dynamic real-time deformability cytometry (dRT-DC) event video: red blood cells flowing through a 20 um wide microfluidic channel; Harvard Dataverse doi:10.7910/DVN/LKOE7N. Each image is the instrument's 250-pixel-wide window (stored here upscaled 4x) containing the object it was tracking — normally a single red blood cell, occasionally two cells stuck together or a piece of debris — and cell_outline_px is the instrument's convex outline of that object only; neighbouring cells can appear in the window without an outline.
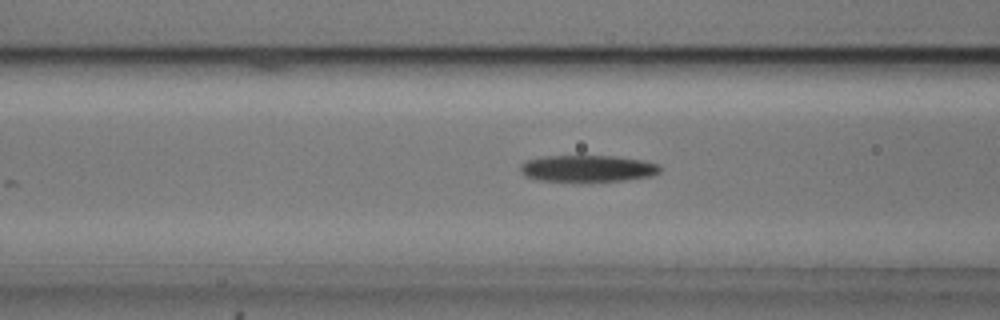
{"species": "common noctule bat (a hibernating species)", "species_latin": "Nyctalus noctula", "temperature_condition": "cold", "stored_images_in_passage": 53, "camera_frame_rate_fps": 3000, "um_per_image_px": 0.085, "animal": {"sex": "male", "body_mass_g": 20.5, "forearm_length_mm": 52.5}, "frame": {"image": 1, "passage_image": 20, "time_ms": 6.333, "image_size_px": [1000, 320], "cell_outline_px": [[660, 172], [652, 176], [624, 180], [536, 180], [524, 176], [520, 172], [520, 164], [528, 160], [544, 156], [616, 156], [640, 160], [660, 164]], "centroid_in_image_um": [49.94, 14.3], "position_along_channel_um": 116.7, "area_um2": 21.39}}
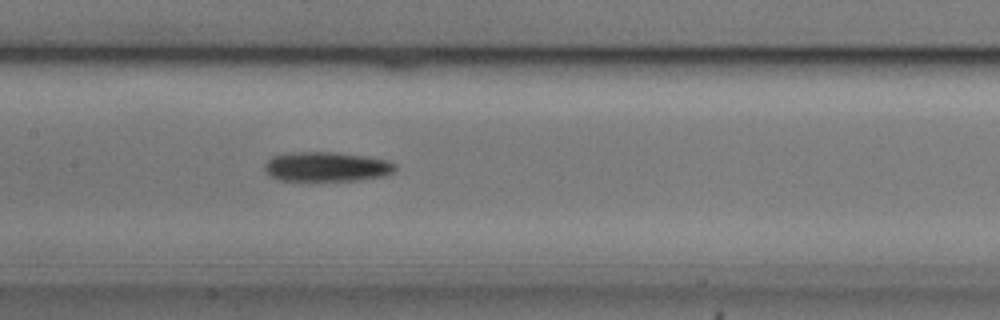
{"frame": {"image": 2, "passage_image": 25, "time_ms": 8.0, "image_size_px": [1000, 320], "cell_outline_px": [[396, 168], [392, 172], [384, 176], [360, 180], [276, 180], [264, 168], [264, 164], [272, 156], [288, 152], [336, 152], [364, 156], [388, 160], [396, 164]], "centroid_in_image_um": [27.76, 14.16], "position_along_channel_um": 179.6, "area_um2": 22.48}}
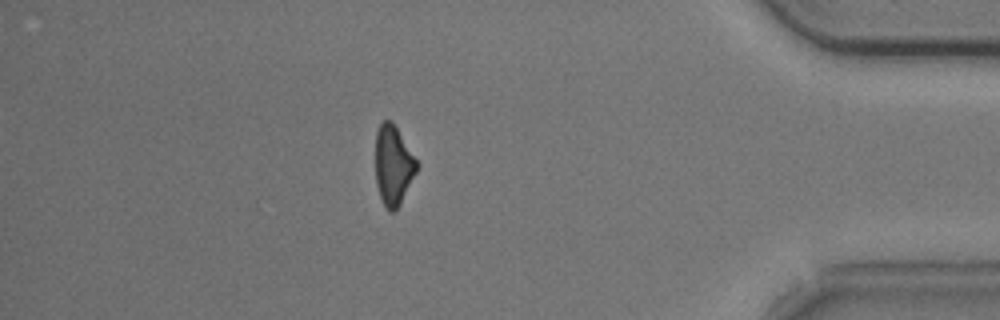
{"frame": {"image": 3, "passage_image": 46, "time_ms": 15.0, "image_size_px": [1000, 320], "cell_outline_px": [[420, 164], [396, 212], [388, 212], [380, 196], [376, 184], [376, 132], [380, 124], [384, 120], [392, 120]], "centroid_in_image_um": [33.44, 14.05], "position_along_channel_um": 401.8, "area_um2": 19.25}}